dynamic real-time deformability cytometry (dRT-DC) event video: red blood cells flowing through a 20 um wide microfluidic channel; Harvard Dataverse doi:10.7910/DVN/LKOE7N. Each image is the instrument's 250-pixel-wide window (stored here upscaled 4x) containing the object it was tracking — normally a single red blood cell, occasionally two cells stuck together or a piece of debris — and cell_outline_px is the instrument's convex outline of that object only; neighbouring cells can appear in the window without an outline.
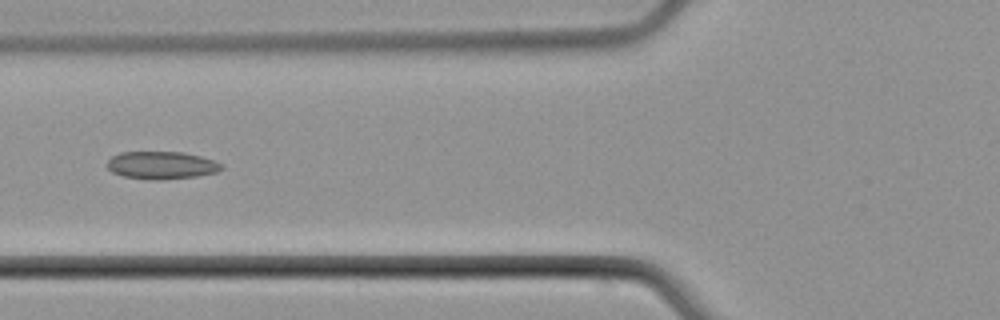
{"species": "common noctule bat (a hibernating species)", "species_latin": "Nyctalus noctula", "temperature_condition": "cold", "stored_images_in_passage": 7, "camera_frame_rate_fps": 3000, "um_per_image_px": 0.085, "animal": {"sex": "male", "body_mass_g": 21.5, "forearm_length_mm": 52.0}, "frame": {"image": 1, "passage_image": 5, "time_ms": 5.0, "image_size_px": [1000, 320], "cell_outline_px": [[224, 168], [216, 172], [196, 176], [160, 180], [148, 180], [124, 176], [112, 172], [108, 168], [108, 160], [112, 156], [120, 152], [184, 152], [200, 156], [224, 164]], "centroid_in_image_um": [13.74, 14.04], "position_along_channel_um": 112.1, "area_um2": 18.44}}
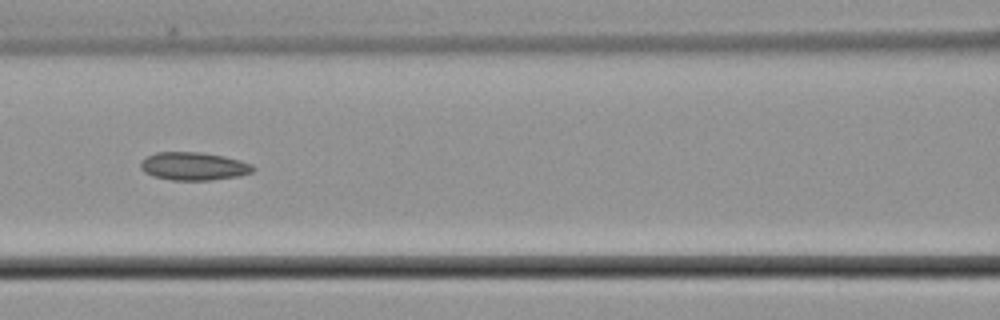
{"frame": {"image": 2, "passage_image": 6, "time_ms": 6.0, "image_size_px": [1000, 320], "cell_outline_px": [[256, 168], [252, 172], [240, 176], [212, 180], [172, 180], [152, 176], [144, 172], [140, 168], [140, 164], [148, 156], [156, 152], [200, 152], [224, 156], [240, 160], [252, 164]], "centroid_in_image_um": [16.49, 14.13], "position_along_channel_um": 150.1, "area_um2": 18.44}}
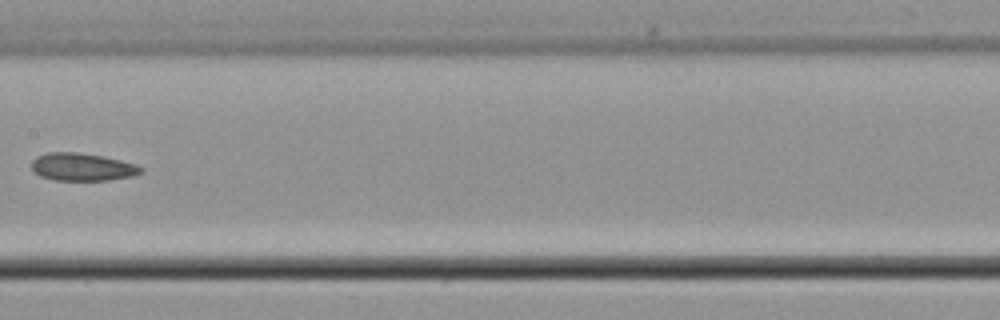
{"frame": {"image": 3, "passage_image": 7, "time_ms": 7.333, "image_size_px": [1000, 320], "cell_outline_px": [[144, 172], [132, 176], [108, 180], [56, 180], [40, 176], [32, 172], [32, 160], [36, 156], [48, 152], [76, 152], [104, 156], [136, 164], [144, 168]], "centroid_in_image_um": [6.99, 14.19], "position_along_channel_um": 200.4, "area_um2": 17.8}}